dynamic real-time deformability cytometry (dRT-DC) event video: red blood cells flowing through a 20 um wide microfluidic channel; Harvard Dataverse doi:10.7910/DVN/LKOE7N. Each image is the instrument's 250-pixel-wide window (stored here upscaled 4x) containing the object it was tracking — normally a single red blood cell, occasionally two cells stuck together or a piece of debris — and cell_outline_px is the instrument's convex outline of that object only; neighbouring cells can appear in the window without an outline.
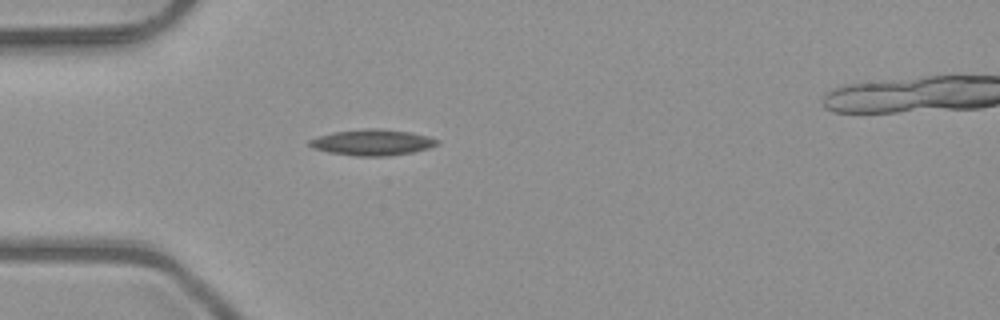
{"species": "common noctule bat (a hibernating species)", "species_latin": "Nyctalus noctula", "temperature_condition": "room temperature", "stored_images_in_passage": 37, "camera_frame_rate_fps": 3000, "um_per_image_px": 0.085, "animal": {"sex": "male", "body_mass_g": 23.1, "forearm_length_mm": 52.7}, "frame": {"image": 1, "passage_image": 1, "time_ms": 0.0, "image_size_px": [1000, 320], "cell_outline_px": [[440, 140], [436, 144], [428, 148], [412, 152], [388, 156], [356, 156], [328, 152], [316, 148], [308, 144], [308, 140], [332, 132], [364, 128], [380, 128], [408, 132], [428, 136]], "centroid_in_image_um": [31.64, 12.1], "position_along_channel_um": 53.4, "area_um2": 19.19}}
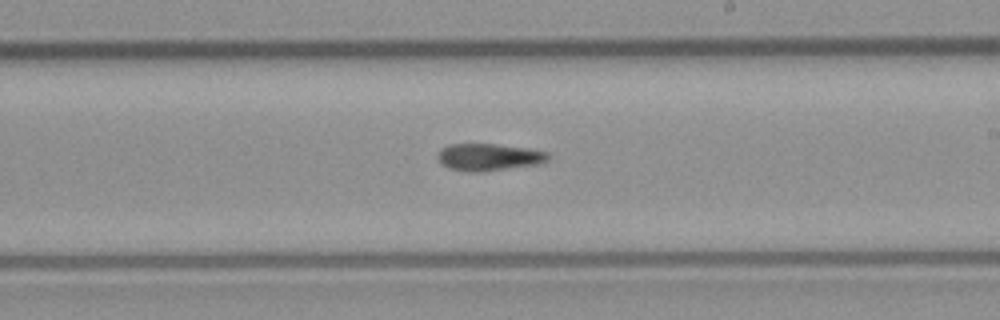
{"frame": {"image": 2, "passage_image": 16, "time_ms": 5.0, "image_size_px": [1000, 320], "cell_outline_px": [[548, 160], [540, 164], [484, 172], [468, 172], [448, 168], [440, 164], [436, 156], [448, 144], [496, 144], [528, 148], [548, 152]], "centroid_in_image_um": [41.55, 13.37], "position_along_channel_um": 247.5, "area_um2": 17.63}}
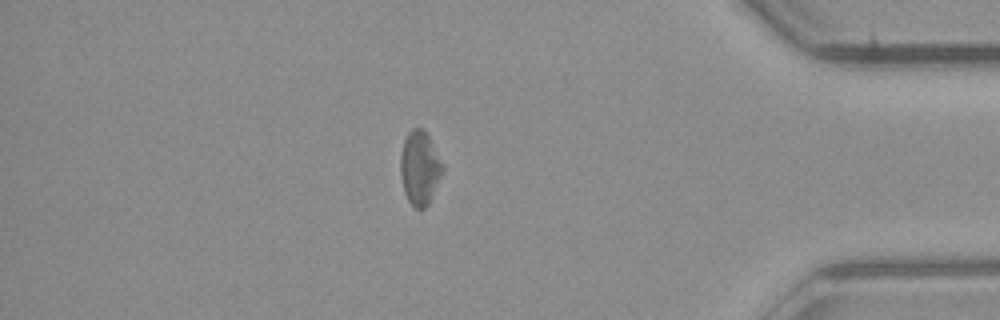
{"frame": {"image": 3, "passage_image": 30, "time_ms": 9.667, "image_size_px": [1000, 320], "cell_outline_px": [[444, 168], [428, 204], [424, 208], [416, 208], [408, 200], [404, 192], [400, 172], [400, 156], [404, 140], [408, 132], [412, 128], [424, 128], [444, 164]], "centroid_in_image_um": [35.67, 14.23], "position_along_channel_um": 399.5, "area_um2": 18.03}}